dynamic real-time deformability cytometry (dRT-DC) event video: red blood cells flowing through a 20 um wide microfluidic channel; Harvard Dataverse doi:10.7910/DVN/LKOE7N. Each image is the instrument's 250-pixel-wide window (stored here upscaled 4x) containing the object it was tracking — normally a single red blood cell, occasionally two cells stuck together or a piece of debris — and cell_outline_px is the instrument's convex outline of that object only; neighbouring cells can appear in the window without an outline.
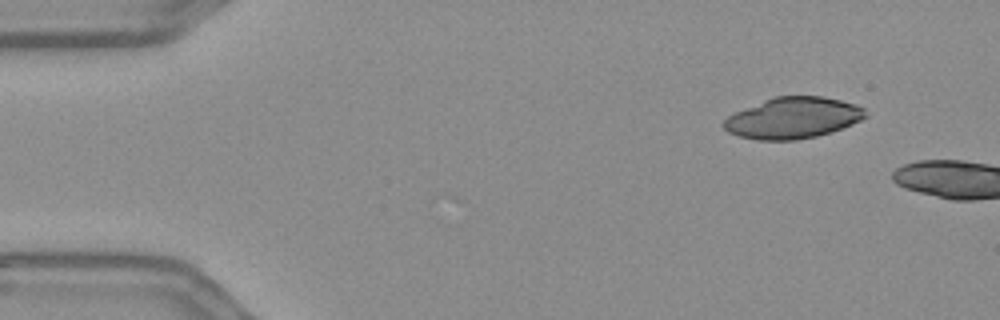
{"species": "Egyptian fruit bat (a non-hibernating species)", "species_latin": "Rousettus aegyptiacus", "temperature_condition": "warm", "stored_images_in_passage": 4, "camera_frame_rate_fps": 3000, "um_per_image_px": 0.085, "frame": {"image": 1, "passage_image": 1, "time_ms": 0.0, "image_size_px": [1000, 320], "cell_outline_px": [[868, 116], [852, 124], [816, 136], [796, 140], [756, 140], [740, 136], [728, 132], [724, 128], [724, 120], [728, 116], [736, 112], [764, 100], [776, 96], [824, 96], [856, 104], [864, 108]], "centroid_in_image_um": [67.42, 10.02], "position_along_channel_um": 17.6, "area_um2": 33.7}}